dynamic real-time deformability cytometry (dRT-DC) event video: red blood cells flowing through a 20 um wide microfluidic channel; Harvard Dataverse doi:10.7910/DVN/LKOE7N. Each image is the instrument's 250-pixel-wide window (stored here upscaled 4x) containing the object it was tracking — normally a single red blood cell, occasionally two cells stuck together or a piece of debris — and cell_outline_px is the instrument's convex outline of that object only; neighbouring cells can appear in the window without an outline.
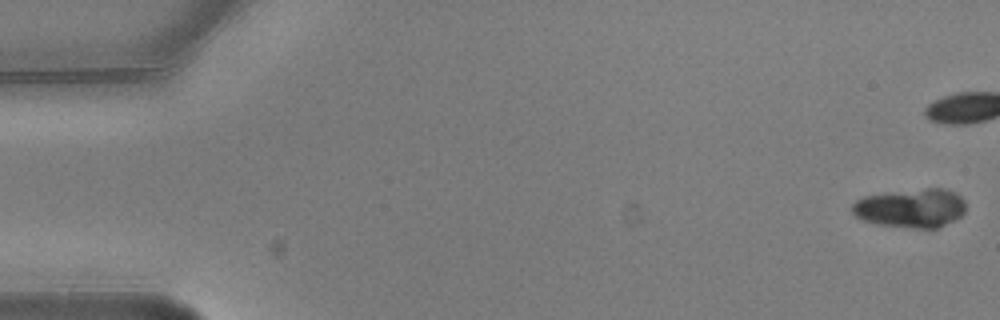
{"species": "common noctule bat (a hibernating species)", "species_latin": "Nyctalus noctula", "temperature_condition": "warm", "stored_images_in_passage": 5, "segment_of_instrument_passage": [2, 2], "camera_frame_rate_fps": 3000, "um_per_image_px": 0.085, "animal": {"sex": "male", "body_mass_g": 20.5, "forearm_length_mm": 52.5}, "frame": {"image": 1, "passage_image": 5, "time_ms": 1.333, "image_size_px": [1000, 320], "cell_outline_px": [[964, 212], [956, 220], [936, 228], [912, 228], [876, 224], [860, 220], [852, 212], [852, 204], [856, 200], [864, 196], [888, 192], [928, 188], [944, 188], [956, 192], [964, 200]], "centroid_in_image_um": [77.41, 17.69], "position_along_channel_um": 7.6, "area_um2": 25.95}}